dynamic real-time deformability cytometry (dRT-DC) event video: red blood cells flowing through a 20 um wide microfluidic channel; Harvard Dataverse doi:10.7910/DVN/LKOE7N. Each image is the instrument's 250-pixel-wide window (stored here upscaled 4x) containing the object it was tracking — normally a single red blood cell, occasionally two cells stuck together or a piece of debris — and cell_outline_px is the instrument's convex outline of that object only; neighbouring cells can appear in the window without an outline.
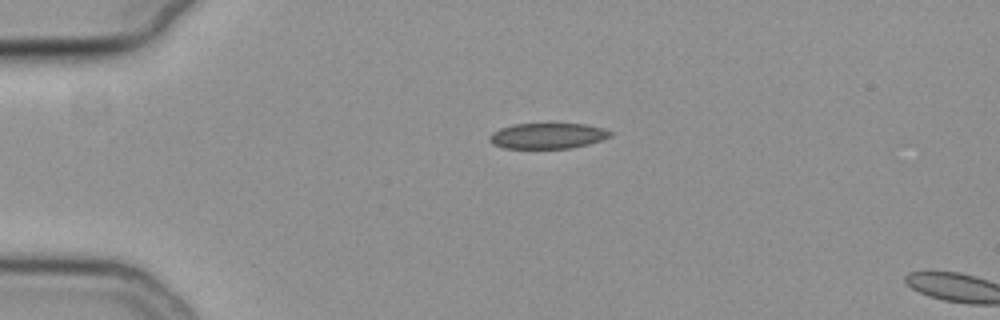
{"species": "common noctule bat (a hibernating species)", "species_latin": "Nyctalus noctula", "temperature_condition": "cold", "stored_images_in_passage": 3, "camera_frame_rate_fps": 3000, "um_per_image_px": 0.085, "animal": {"sex": "female", "body_mass_g": 19.3, "forearm_length_mm": 54.1}, "frame": {"image": 1, "passage_image": 1, "time_ms": 0.0, "image_size_px": [1000, 320], "cell_outline_px": [[612, 136], [588, 144], [568, 148], [504, 148], [492, 144], [488, 140], [488, 136], [492, 132], [500, 128], [516, 124], [588, 124], [604, 128], [612, 132]], "centroid_in_image_um": [46.53, 11.54], "position_along_channel_um": 38.5, "area_um2": 18.03}}